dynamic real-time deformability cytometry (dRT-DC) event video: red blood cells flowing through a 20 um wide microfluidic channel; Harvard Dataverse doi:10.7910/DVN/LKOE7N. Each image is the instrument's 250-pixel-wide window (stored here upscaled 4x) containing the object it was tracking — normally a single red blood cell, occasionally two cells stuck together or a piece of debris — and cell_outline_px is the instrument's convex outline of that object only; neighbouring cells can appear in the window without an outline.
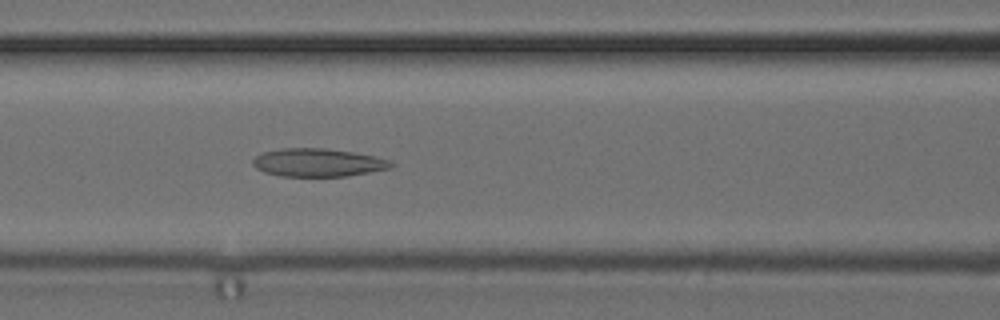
{"species": "common noctule bat (a hibernating species)", "species_latin": "Nyctalus noctula", "temperature_condition": "cold", "stored_images_in_passage": 49, "camera_frame_rate_fps": 3000, "um_per_image_px": 0.085, "animal": {"sex": "female", "body_mass_g": 24.6, "forearm_length_mm": 56.2}, "frame": {"image": 1, "passage_image": 19, "time_ms": 6.0, "image_size_px": [1000, 320], "cell_outline_px": [[396, 164], [392, 168], [348, 176], [280, 176], [264, 172], [256, 168], [252, 164], [252, 160], [256, 156], [264, 152], [280, 148], [324, 148], [352, 152], [376, 156], [392, 160]], "centroid_in_image_um": [27.07, 13.82], "position_along_channel_um": 139.5, "area_um2": 22.83}}
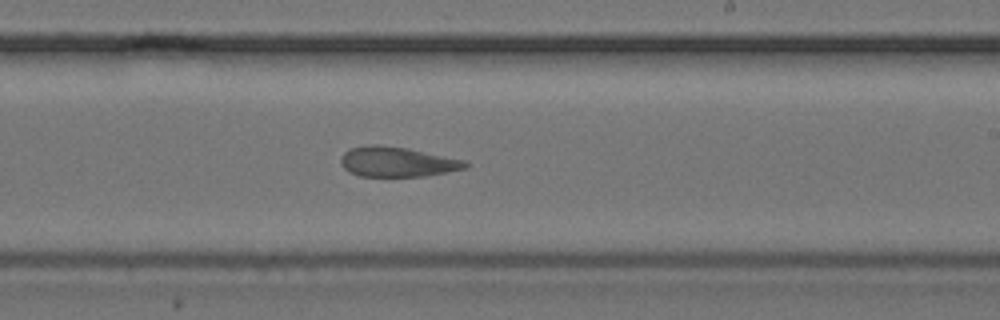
{"frame": {"image": 2, "passage_image": 28, "time_ms": 9.0, "image_size_px": [1000, 320], "cell_outline_px": [[468, 168], [424, 176], [360, 176], [348, 172], [340, 164], [340, 156], [348, 148], [372, 144], [380, 144], [408, 148], [468, 160]], "centroid_in_image_um": [33.76, 13.74], "position_along_channel_um": 255.2, "area_um2": 22.14}}
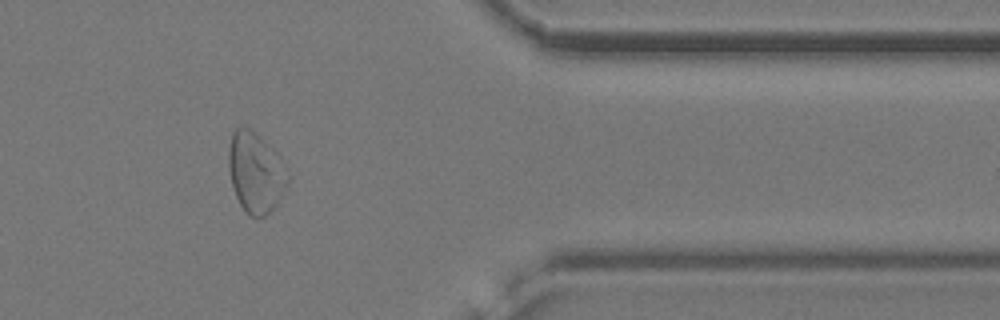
{"frame": {"image": 3, "passage_image": 40, "time_ms": 13.0, "image_size_px": [1000, 320], "cell_outline_px": [[292, 176], [288, 188], [276, 204], [264, 216], [248, 216], [244, 212], [236, 196], [232, 184], [228, 168], [228, 148], [232, 132], [236, 128], [244, 124], [256, 132], [280, 156], [288, 168]], "centroid_in_image_um": [21.76, 14.63], "position_along_channel_um": 389.6, "area_um2": 28.5}, "authors_computed_cell_mechanics": {"area_um2": 26.6458, "velocity_mm_per_s": 3.8597, "shape_relaxation_time_tau1_ms": null, "shape_relaxation_time_tau2_ms": 4.6807, "deformation_change_tau1": null, "deformation_change_tau2": 0.129}}